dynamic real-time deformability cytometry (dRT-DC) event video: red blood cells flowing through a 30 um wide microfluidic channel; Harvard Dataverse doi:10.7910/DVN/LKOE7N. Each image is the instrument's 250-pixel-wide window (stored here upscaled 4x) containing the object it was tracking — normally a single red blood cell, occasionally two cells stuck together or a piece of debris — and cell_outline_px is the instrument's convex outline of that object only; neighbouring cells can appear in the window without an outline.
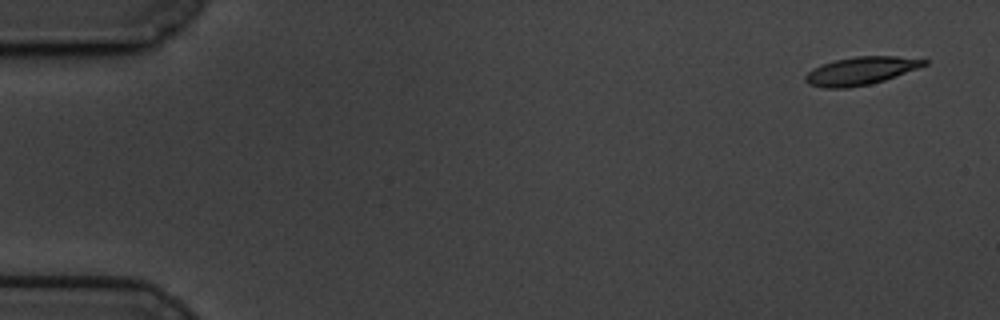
{"species": "common noctule bat (a hibernating species)", "species_latin": "Nyctalus noctula", "temperature_condition": "cold", "stored_images_in_passage": 58, "camera_frame_rate_fps": 3000, "um_per_image_px": 0.085, "animal": {"sex": "male", "body_mass_g": 19.5, "forearm_length_mm": 54.6}, "frame": {"image": 1, "passage_image": 1, "time_ms": 0.0, "image_size_px": [1000, 320], "cell_outline_px": [[928, 64], [896, 76], [872, 84], [848, 88], [824, 88], [808, 84], [804, 80], [804, 76], [812, 68], [836, 60], [856, 56], [896, 56], [928, 60]], "centroid_in_image_um": [73.15, 6.03], "position_along_channel_um": 11.9, "area_um2": 19.31}}
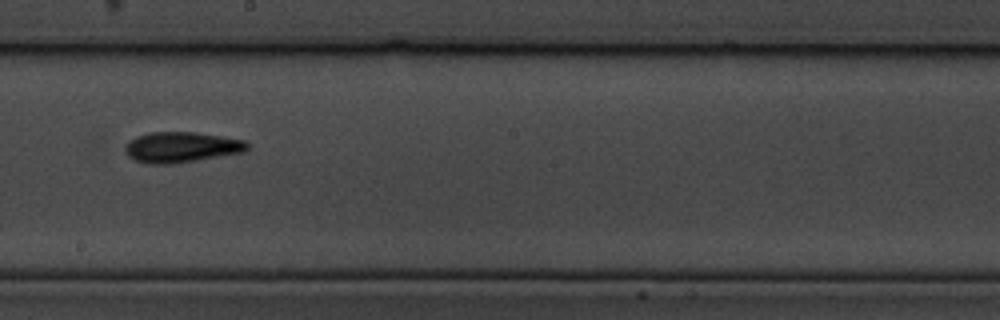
{"frame": {"image": 2, "passage_image": 32, "time_ms": 10.333, "image_size_px": [1000, 320], "cell_outline_px": [[248, 148], [244, 152], [172, 164], [148, 164], [136, 160], [128, 156], [124, 148], [128, 140], [136, 136], [148, 132], [196, 132], [244, 140], [248, 144]], "centroid_in_image_um": [15.38, 12.5], "position_along_channel_um": 232.8, "area_um2": 21.73}}
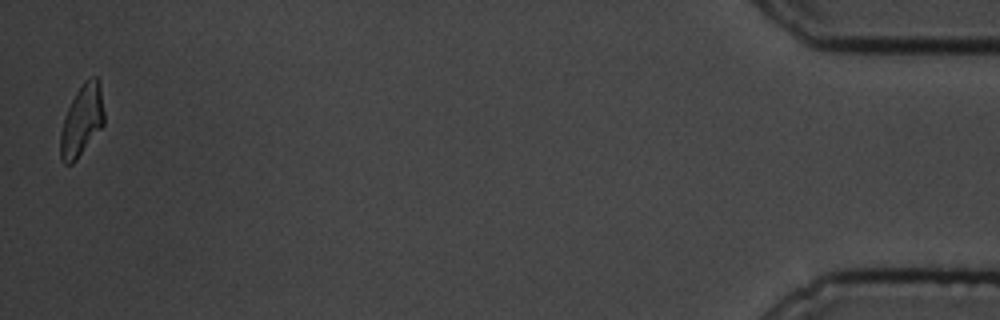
{"frame": {"image": 3, "passage_image": 57, "time_ms": 18.667, "image_size_px": [1000, 320], "cell_outline_px": [[104, 124], [76, 160], [72, 164], [64, 164], [60, 160], [60, 132], [68, 108], [76, 92], [84, 80], [92, 76], [96, 76], [100, 80], [104, 112]], "centroid_in_image_um": [6.96, 10.23], "position_along_channel_um": 428.2, "area_um2": 18.15}, "authors_computed_cell_mechanics": {"area_um2": 19.5942, "velocity_mm_per_s": 3.3906, "shape_relaxation_time_tau1_ms": 5.174, "shape_relaxation_time_tau2_ms": 5.9106, "deformation_change_tau1": 0.1498, "deformation_change_tau2": 0.156}}